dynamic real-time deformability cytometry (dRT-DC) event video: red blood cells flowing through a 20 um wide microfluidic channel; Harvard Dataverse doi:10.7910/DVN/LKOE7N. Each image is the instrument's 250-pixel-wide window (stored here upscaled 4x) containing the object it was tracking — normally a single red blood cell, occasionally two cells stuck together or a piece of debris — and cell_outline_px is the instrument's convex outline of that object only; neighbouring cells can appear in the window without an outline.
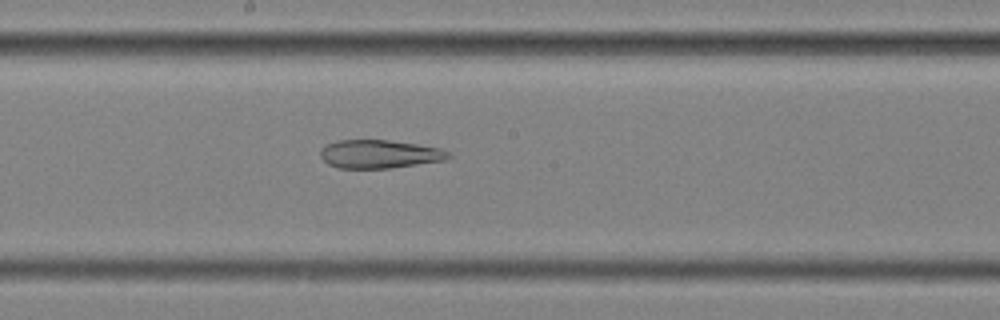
{"species": "common noctule bat (a hibernating species)", "species_latin": "Nyctalus noctula", "temperature_condition": "cold", "stored_images_in_passage": 58, "camera_frame_rate_fps": 3000, "um_per_image_px": 0.085, "animal": {"sex": "female", "body_mass_g": 25.1}, "frame": {"image": 1, "passage_image": 32, "time_ms": 10.333, "image_size_px": [1000, 320], "cell_outline_px": [[452, 156], [444, 160], [392, 168], [340, 168], [328, 164], [320, 156], [320, 148], [336, 140], [388, 140], [416, 144], [440, 148], [448, 152]], "centroid_in_image_um": [32.23, 13.09], "position_along_channel_um": 216.0, "area_um2": 21.1}}
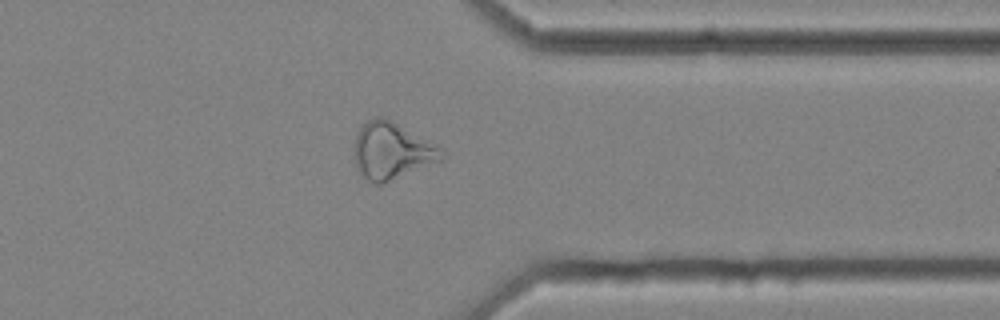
{"frame": {"image": 2, "passage_image": 46, "time_ms": 15.0, "image_size_px": [1000, 320], "cell_outline_px": [[444, 152], [440, 160], [380, 184], [376, 184], [368, 180], [360, 172], [352, 156], [352, 148], [356, 132], [368, 120], [376, 116], [388, 116], [436, 144]], "centroid_in_image_um": [33.24, 12.75], "position_along_channel_um": 378.2, "area_um2": 29.07}}
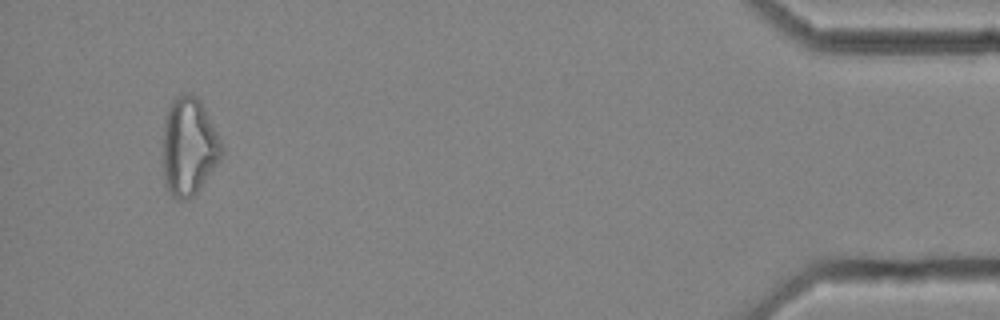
{"frame": {"image": 3, "passage_image": 55, "time_ms": 18.0, "image_size_px": [1000, 320], "cell_outline_px": [[224, 152], [220, 160], [196, 192], [188, 200], [180, 200], [172, 196], [168, 192], [164, 184], [164, 120], [168, 108], [172, 100], [176, 96], [188, 92], [192, 92], [200, 100], [220, 140]], "centroid_in_image_um": [16.04, 12.45], "position_along_channel_um": 419.2, "area_um2": 33.35}}